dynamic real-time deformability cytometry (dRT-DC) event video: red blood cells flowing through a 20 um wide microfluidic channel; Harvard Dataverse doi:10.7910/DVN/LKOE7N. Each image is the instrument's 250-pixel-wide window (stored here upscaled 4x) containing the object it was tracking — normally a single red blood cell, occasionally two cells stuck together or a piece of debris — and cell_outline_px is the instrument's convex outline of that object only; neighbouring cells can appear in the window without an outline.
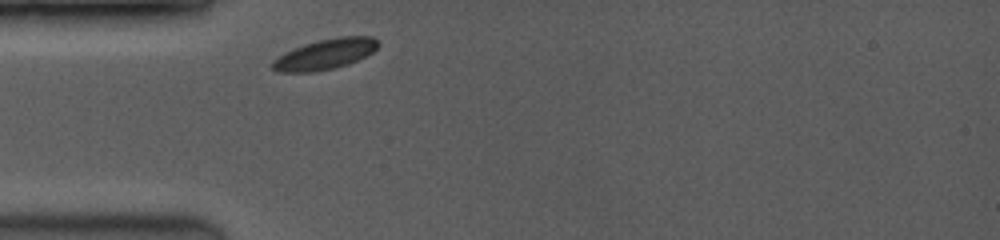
{"species": "common noctule bat (a hibernating species)", "species_latin": "Nyctalus noctula", "temperature_condition": "room temperature", "stored_images_in_passage": 1, "camera_frame_rate_fps": 3500, "um_per_image_px": 0.085, "animal": {"sex": "female", "body_mass_g": 19.0, "forearm_length_mm": 53.3}, "frame": {"image": 1, "passage_image": 1, "time_ms": 0.0, "image_size_px": [1000, 240], "cell_outline_px": [[380, 44], [372, 52], [356, 60], [332, 68], [316, 72], [280, 72], [272, 68], [272, 60], [284, 52], [304, 44], [320, 40], [340, 36], [372, 36]], "centroid_in_image_um": [27.6, 4.6], "position_along_channel_um": 57.4, "area_um2": 18.44}}